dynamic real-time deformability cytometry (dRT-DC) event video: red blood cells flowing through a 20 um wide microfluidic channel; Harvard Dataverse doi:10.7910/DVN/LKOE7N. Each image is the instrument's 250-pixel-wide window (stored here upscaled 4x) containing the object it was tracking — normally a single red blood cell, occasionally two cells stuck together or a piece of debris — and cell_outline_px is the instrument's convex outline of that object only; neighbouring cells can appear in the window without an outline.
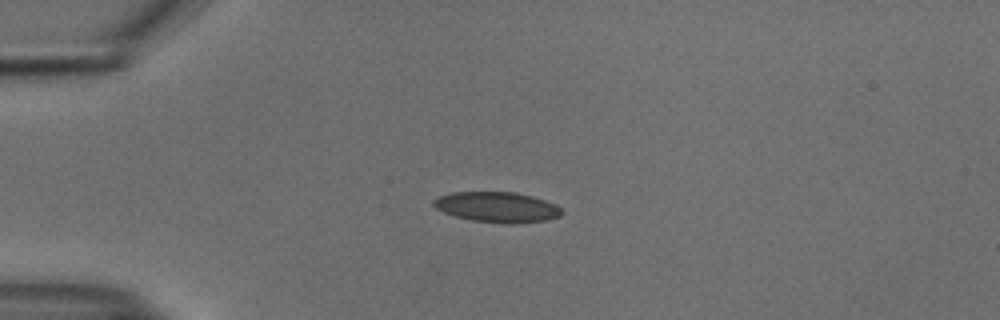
{"species": "common noctule bat (a hibernating species)", "species_latin": "Nyctalus noctula", "temperature_condition": "cold", "stored_images_in_passage": 41, "camera_frame_rate_fps": 3000, "um_per_image_px": 0.085, "animal": {"sex": "male", "body_mass_g": 18.8}, "frame": {"image": 1, "passage_image": 1, "time_ms": 0.0, "image_size_px": [1000, 320], "cell_outline_px": [[564, 212], [560, 216], [544, 220], [512, 224], [508, 224], [472, 220], [456, 216], [444, 212], [436, 208], [432, 204], [432, 200], [436, 196], [452, 192], [516, 192], [532, 196], [556, 204]], "centroid_in_image_um": [42.23, 17.59], "position_along_channel_um": 42.8, "area_um2": 22.72}}
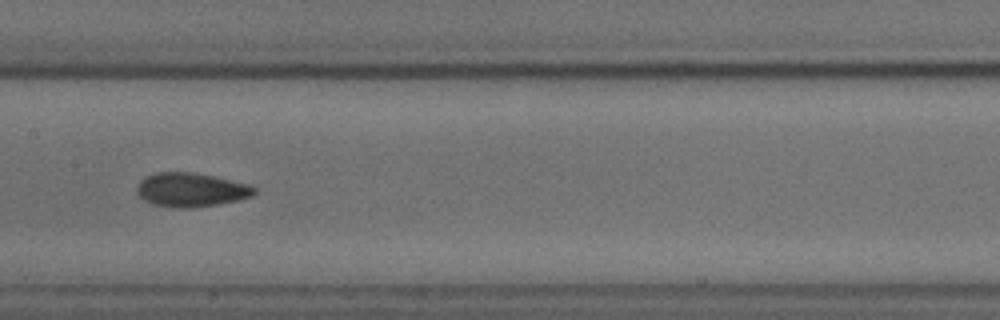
{"frame": {"image": 2, "passage_image": 15, "time_ms": 4.667, "image_size_px": [1000, 320], "cell_outline_px": [[256, 192], [252, 196], [236, 200], [216, 204], [192, 208], [180, 208], [152, 204], [144, 200], [136, 192], [136, 188], [140, 180], [144, 176], [156, 172], [192, 172], [252, 184], [256, 188]], "centroid_in_image_um": [16.22, 16.12], "position_along_channel_um": 191.2, "area_um2": 23.29}}
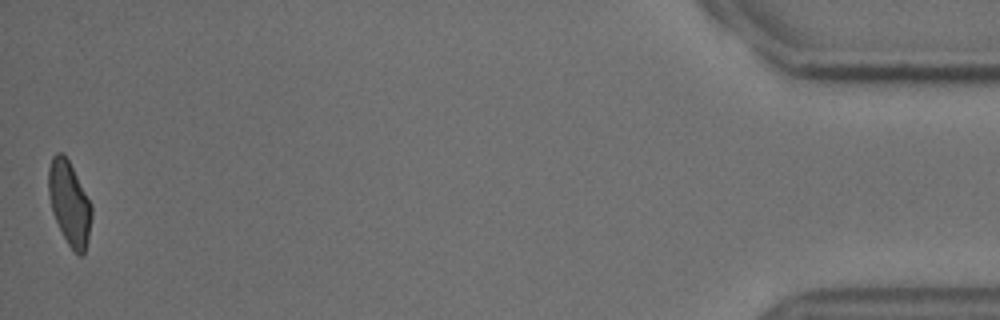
{"frame": {"image": 3, "passage_image": 41, "time_ms": 13.333, "image_size_px": [1000, 320], "cell_outline_px": [[92, 216], [88, 236], [84, 252], [80, 256], [76, 256], [68, 244], [52, 212], [48, 192], [48, 168], [52, 156], [56, 152], [64, 152], [92, 204]], "centroid_in_image_um": [5.89, 17.24], "position_along_channel_um": 429.3, "area_um2": 21.04}, "authors_computed_cell_mechanics": {"area_um2": 22.4264, "velocity_mm_per_s": 3.7542, "shape_relaxation_time_tau1_ms": 8.3761, "shape_relaxation_time_tau2_ms": 1.5907, "deformation_change_tau1": 0.141, "deformation_change_tau2": 0.0743}}